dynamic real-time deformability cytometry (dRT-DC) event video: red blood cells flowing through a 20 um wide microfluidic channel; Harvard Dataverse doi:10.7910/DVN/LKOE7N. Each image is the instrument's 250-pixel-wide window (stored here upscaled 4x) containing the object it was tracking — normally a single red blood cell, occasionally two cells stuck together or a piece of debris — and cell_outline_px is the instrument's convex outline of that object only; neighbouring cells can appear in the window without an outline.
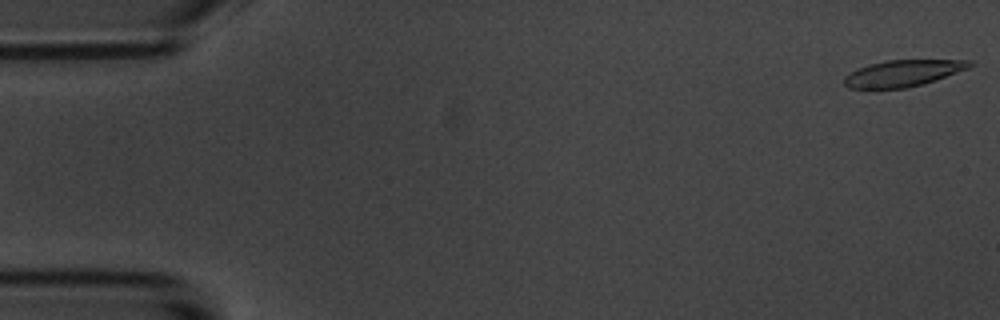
{"species": "common noctule bat (a hibernating species)", "species_latin": "Nyctalus noctula", "temperature_condition": "room temperature", "stored_images_in_passage": 56, "camera_frame_rate_fps": 3000, "um_per_image_px": 0.085, "animal": {"sex": "male", "body_mass_g": 20.1, "forearm_length_mm": 53.5}, "frame": {"image": 1, "passage_image": 1, "time_ms": 0.0, "image_size_px": [1000, 320], "cell_outline_px": [[976, 64], [968, 68], [936, 80], [908, 88], [876, 92], [868, 92], [848, 88], [844, 84], [844, 76], [868, 64], [888, 60], [972, 60]], "centroid_in_image_um": [76.67, 6.29], "position_along_channel_um": 8.3, "area_um2": 20.23}}
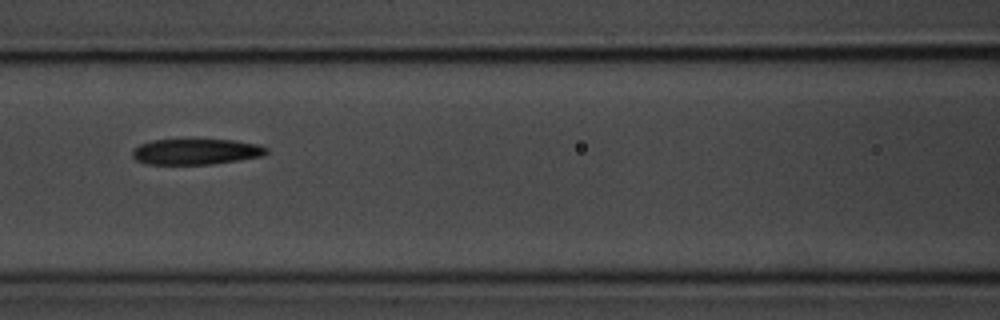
{"frame": {"image": 2, "passage_image": 24, "time_ms": 7.667, "image_size_px": [1000, 320], "cell_outline_px": [[268, 152], [264, 156], [212, 164], [144, 164], [136, 160], [132, 156], [132, 148], [140, 144], [152, 140], [192, 136], [232, 140], [260, 144], [268, 148]], "centroid_in_image_um": [16.64, 12.83], "position_along_channel_um": 150.0, "area_um2": 21.39}}
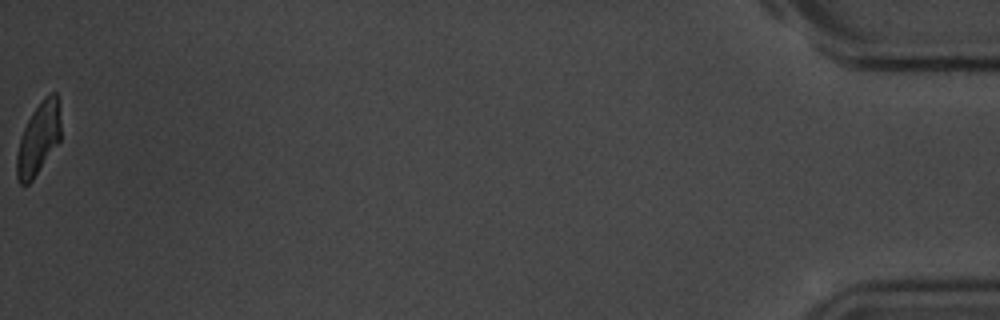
{"frame": {"image": 3, "passage_image": 56, "time_ms": 18.333, "image_size_px": [1000, 320], "cell_outline_px": [[60, 140], [32, 180], [28, 184], [20, 184], [16, 176], [16, 156], [20, 140], [24, 128], [32, 112], [44, 96], [52, 92], [56, 92], [60, 120]], "centroid_in_image_um": [3.26, 11.78], "position_along_channel_um": 431.9, "area_um2": 18.21}, "authors_computed_cell_mechanics": {"area_um2": 20.7502, "velocity_mm_per_s": 3.5823, "shape_relaxation_time_tau1_ms": 4.7631, "shape_relaxation_time_tau2_ms": 7.6367, "deformation_change_tau1": 0.1681, "deformation_change_tau2": 0.1694}}